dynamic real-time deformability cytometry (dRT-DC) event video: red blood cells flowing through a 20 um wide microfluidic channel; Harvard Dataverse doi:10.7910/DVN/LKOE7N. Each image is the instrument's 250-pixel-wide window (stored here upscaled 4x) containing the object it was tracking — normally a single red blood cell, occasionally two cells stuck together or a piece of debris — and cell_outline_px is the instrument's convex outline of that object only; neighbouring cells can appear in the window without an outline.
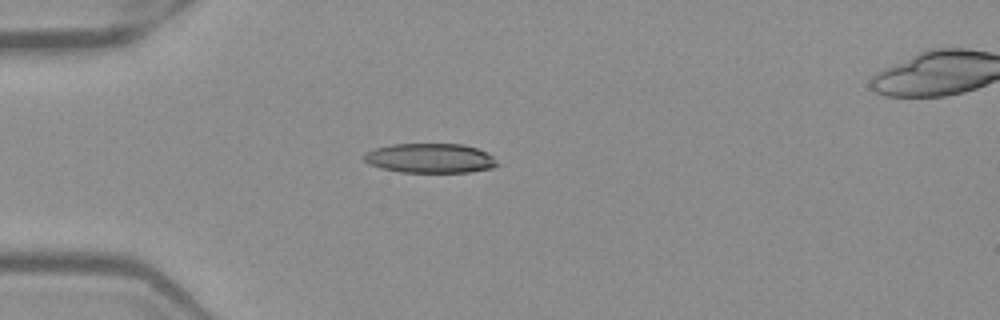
{"species": "Egyptian fruit bat (a non-hibernating species)", "species_latin": "Rousettus aegyptiacus", "temperature_condition": "warm", "stored_images_in_passage": 38, "camera_frame_rate_fps": 3000, "um_per_image_px": 0.085, "frame": {"image": 1, "passage_image": 1, "time_ms": 0.0, "image_size_px": [1000, 320], "cell_outline_px": [[500, 164], [492, 168], [468, 172], [400, 172], [380, 168], [368, 164], [364, 160], [364, 156], [368, 152], [376, 148], [392, 144], [464, 144], [488, 152]], "centroid_in_image_um": [36.59, 13.45], "position_along_channel_um": 48.4, "area_um2": 22.95}}
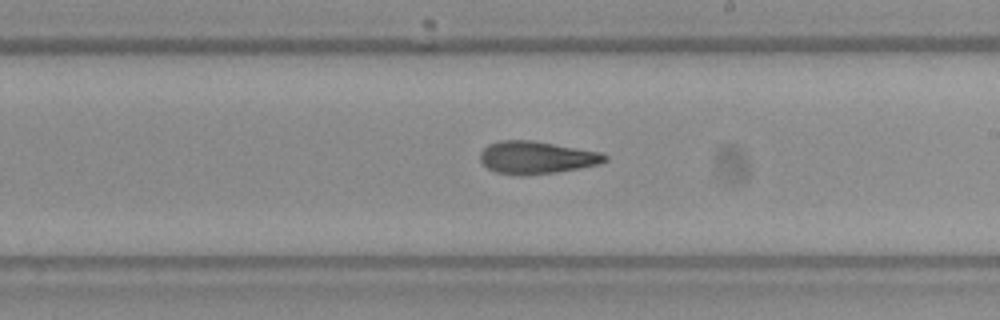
{"frame": {"image": 2, "passage_image": 17, "time_ms": 5.333, "image_size_px": [1000, 320], "cell_outline_px": [[608, 160], [600, 164], [580, 168], [556, 172], [524, 176], [520, 176], [496, 172], [488, 168], [480, 160], [480, 152], [488, 144], [500, 140], [532, 140], [604, 152], [608, 156]], "centroid_in_image_um": [45.64, 13.39], "position_along_channel_um": 243.4, "area_um2": 23.99}}
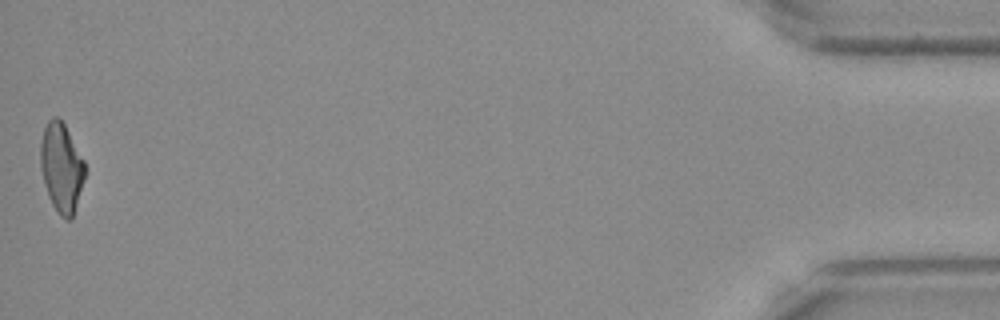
{"frame": {"image": 3, "passage_image": 38, "time_ms": 12.333, "image_size_px": [1000, 320], "cell_outline_px": [[84, 176], [72, 220], [64, 220], [60, 216], [52, 204], [48, 196], [40, 168], [40, 140], [44, 128], [48, 120], [52, 116], [60, 116], [84, 160]], "centroid_in_image_um": [5.19, 14.22], "position_along_channel_um": 430.0, "area_um2": 23.12}, "authors_computed_cell_mechanics": {"area_um2": 23.7847, "velocity_mm_per_s": 3.9793, "shape_relaxation_time_tau1_ms": null, "shape_relaxation_time_tau2_ms": 3.4606, "deformation_change_tau1": null, "deformation_change_tau2": 0.1215}}